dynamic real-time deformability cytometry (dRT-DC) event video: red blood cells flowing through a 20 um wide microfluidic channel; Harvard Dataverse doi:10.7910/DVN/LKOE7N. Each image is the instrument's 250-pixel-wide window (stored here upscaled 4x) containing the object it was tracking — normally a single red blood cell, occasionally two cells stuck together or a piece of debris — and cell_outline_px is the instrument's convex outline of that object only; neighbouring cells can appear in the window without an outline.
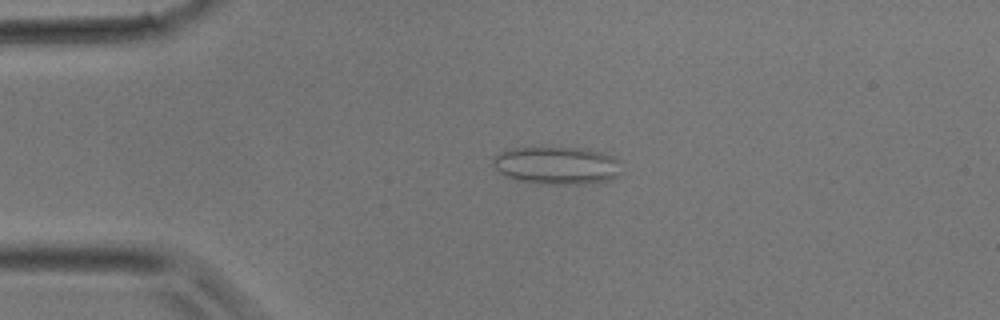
{"species": "common noctule bat (a hibernating species)", "species_latin": "Nyctalus noctula", "temperature_condition": "room temperature", "stored_images_in_passage": 38, "camera_frame_rate_fps": 3000, "um_per_image_px": 0.085, "animal": {"sex": "male", "body_mass_g": 17.9}, "frame": {"image": 1, "passage_image": 8, "time_ms": 2.333, "image_size_px": [1000, 320], "cell_outline_px": [[620, 160], [616, 176], [612, 180], [588, 184], [540, 184], [516, 180], [500, 172], [492, 164], [492, 160], [496, 152], [504, 148], [544, 144], [580, 148], [604, 152]], "centroid_in_image_um": [47.25, 14.0], "position_along_channel_um": 37.8, "area_um2": 29.59}}
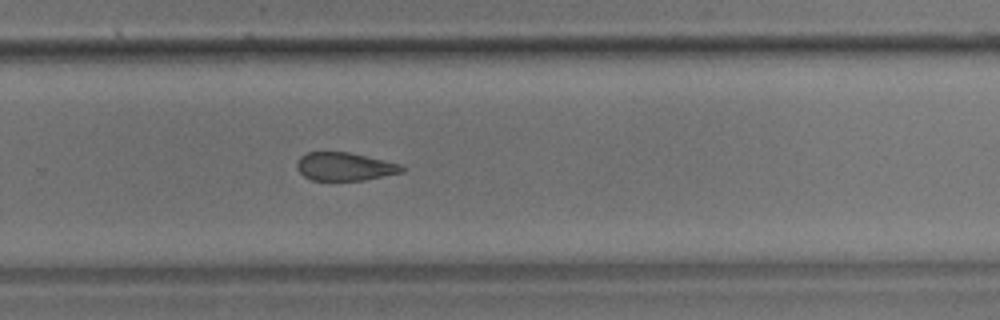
{"frame": {"image": 2, "passage_image": 25, "time_ms": 8.0, "image_size_px": [1000, 320], "cell_outline_px": [[408, 168], [404, 172], [364, 180], [312, 180], [304, 176], [296, 168], [296, 164], [300, 156], [308, 152], [348, 152], [404, 164]], "centroid_in_image_um": [29.36, 14.15], "position_along_channel_um": 300.4, "area_um2": 17.46}}
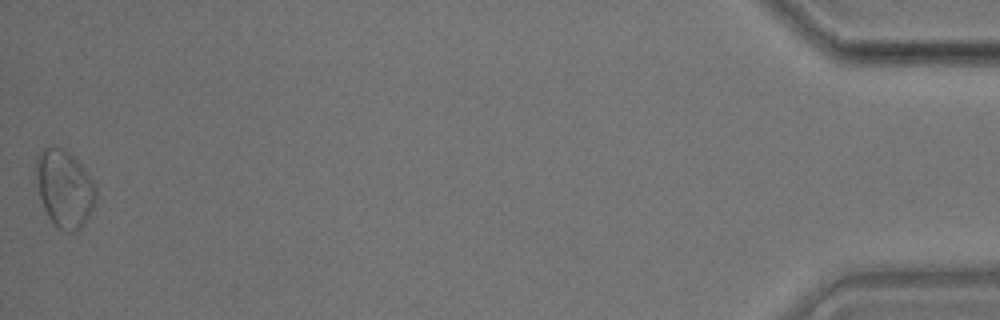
{"frame": {"image": 3, "passage_image": 38, "time_ms": 12.333, "image_size_px": [1000, 320], "cell_outline_px": [[96, 196], [92, 212], [84, 224], [76, 232], [68, 232], [60, 228], [48, 216], [44, 208], [36, 184], [36, 156], [44, 148], [64, 148], [84, 168], [92, 180], [96, 188]], "centroid_in_image_um": [5.49, 16.04], "position_along_channel_um": 429.7, "area_um2": 26.7}}